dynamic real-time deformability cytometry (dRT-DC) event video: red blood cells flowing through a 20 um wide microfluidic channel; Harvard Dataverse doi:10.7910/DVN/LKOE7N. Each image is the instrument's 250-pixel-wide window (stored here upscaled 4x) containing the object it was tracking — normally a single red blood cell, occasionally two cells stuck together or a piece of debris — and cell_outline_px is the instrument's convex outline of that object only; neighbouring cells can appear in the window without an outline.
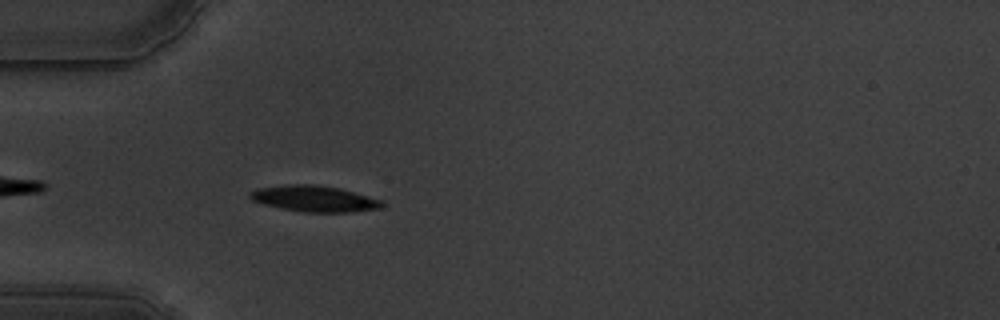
{"species": "common noctule bat (a hibernating species)", "species_latin": "Nyctalus noctula", "temperature_condition": "warm", "stored_images_in_passage": 44, "camera_frame_rate_fps": 3000, "um_per_image_px": 0.085, "animal": {"sex": "male", "body_mass_g": 19.5, "forearm_length_mm": 54.6}, "frame": {"image": 1, "passage_image": 4, "time_ms": 1.0, "image_size_px": [1000, 320], "cell_outline_px": [[384, 204], [380, 208], [352, 212], [304, 212], [280, 208], [264, 204], [252, 200], [248, 196], [248, 192], [256, 188], [288, 184], [312, 184], [340, 188], [384, 200]], "centroid_in_image_um": [26.71, 16.88], "position_along_channel_um": 58.3, "area_um2": 20.23}}
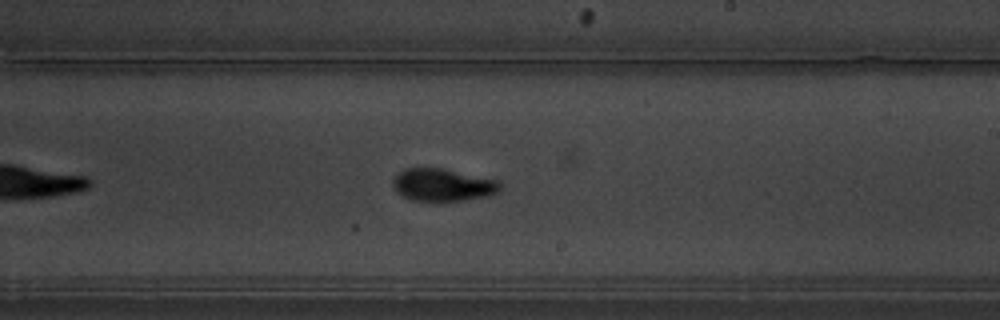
{"frame": {"image": 2, "passage_image": 21, "time_ms": 6.667, "image_size_px": [1000, 320], "cell_outline_px": [[500, 188], [496, 192], [488, 196], [464, 200], [412, 200], [396, 192], [392, 188], [392, 180], [404, 168], [444, 168], [496, 180], [500, 184]], "centroid_in_image_um": [37.59, 15.7], "position_along_channel_um": 251.4, "area_um2": 20.06}}
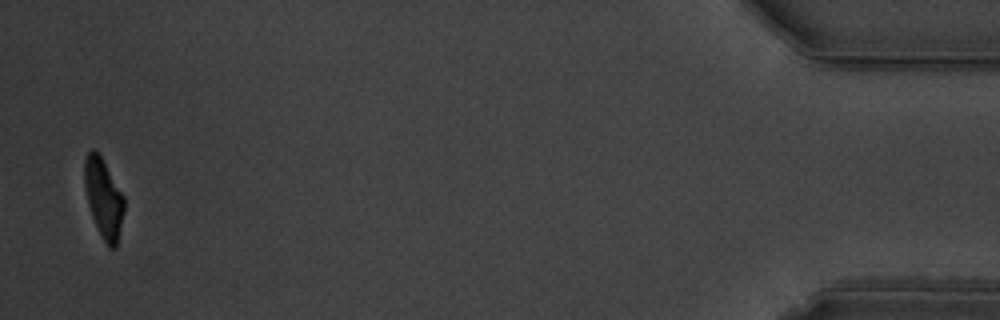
{"frame": {"image": 3, "passage_image": 43, "time_ms": 14.0, "image_size_px": [1000, 320], "cell_outline_px": [[124, 212], [116, 248], [108, 248], [92, 216], [88, 204], [84, 188], [84, 160], [88, 152], [92, 148], [100, 152], [124, 196]], "centroid_in_image_um": [8.8, 16.78], "position_along_channel_um": 426.4, "area_um2": 18.5}, "authors_computed_cell_mechanics": {"area_um2": 19.6231, "velocity_mm_per_s": 3.5108, "shape_relaxation_time_tau1_ms": 3.0451, "shape_relaxation_time_tau2_ms": 3.6233, "deformation_change_tau1": 0.1819, "deformation_change_tau2": 0.0505}}